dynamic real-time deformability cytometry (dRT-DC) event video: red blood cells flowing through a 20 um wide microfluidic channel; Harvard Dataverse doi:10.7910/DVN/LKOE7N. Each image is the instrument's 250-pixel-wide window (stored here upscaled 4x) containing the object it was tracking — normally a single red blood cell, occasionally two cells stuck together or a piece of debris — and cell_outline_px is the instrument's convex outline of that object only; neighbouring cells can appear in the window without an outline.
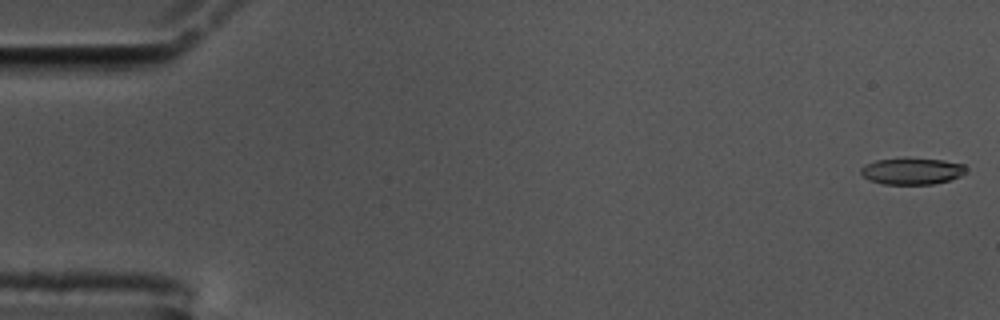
{"species": "common noctule bat (a hibernating species)", "species_latin": "Nyctalus noctula", "temperature_condition": "cold", "stored_images_in_passage": 12, "camera_frame_rate_fps": 3000, "um_per_image_px": 0.085, "animal": {"sex": "male", "body_mass_g": 17.5, "forearm_length_mm": 52.3}, "frame": {"image": 1, "passage_image": 1, "time_ms": 0.0, "image_size_px": [1000, 320], "cell_outline_px": [[968, 168], [960, 176], [948, 180], [932, 184], [880, 184], [868, 180], [860, 172], [860, 168], [864, 164], [876, 160], [904, 156], [944, 160], [964, 164]], "centroid_in_image_um": [77.48, 14.51], "position_along_channel_um": 7.5, "area_um2": 16.82}}